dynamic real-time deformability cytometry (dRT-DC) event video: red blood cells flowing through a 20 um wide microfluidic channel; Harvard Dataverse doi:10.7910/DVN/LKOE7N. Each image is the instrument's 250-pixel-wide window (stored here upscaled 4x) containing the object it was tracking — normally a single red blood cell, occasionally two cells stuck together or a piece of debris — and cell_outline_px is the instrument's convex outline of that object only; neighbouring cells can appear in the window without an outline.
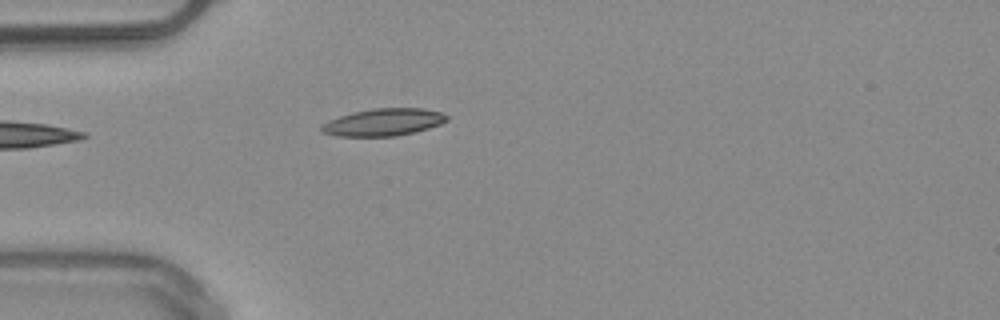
{"species": "common noctule bat (a hibernating species)", "species_latin": "Nyctalus noctula", "temperature_condition": "warm", "stored_images_in_passage": 5, "camera_frame_rate_fps": 3000, "um_per_image_px": 0.085, "animal": {"sex": "male", "body_mass_g": 20.4}, "frame": {"image": 1, "passage_image": 1, "time_ms": 0.0, "image_size_px": [1000, 320], "cell_outline_px": [[448, 120], [440, 124], [416, 132], [396, 136], [336, 136], [320, 132], [320, 124], [328, 120], [352, 112], [372, 108], [424, 108], [444, 112], [448, 116]], "centroid_in_image_um": [32.59, 10.38], "position_along_channel_um": 52.4, "area_um2": 20.23}}